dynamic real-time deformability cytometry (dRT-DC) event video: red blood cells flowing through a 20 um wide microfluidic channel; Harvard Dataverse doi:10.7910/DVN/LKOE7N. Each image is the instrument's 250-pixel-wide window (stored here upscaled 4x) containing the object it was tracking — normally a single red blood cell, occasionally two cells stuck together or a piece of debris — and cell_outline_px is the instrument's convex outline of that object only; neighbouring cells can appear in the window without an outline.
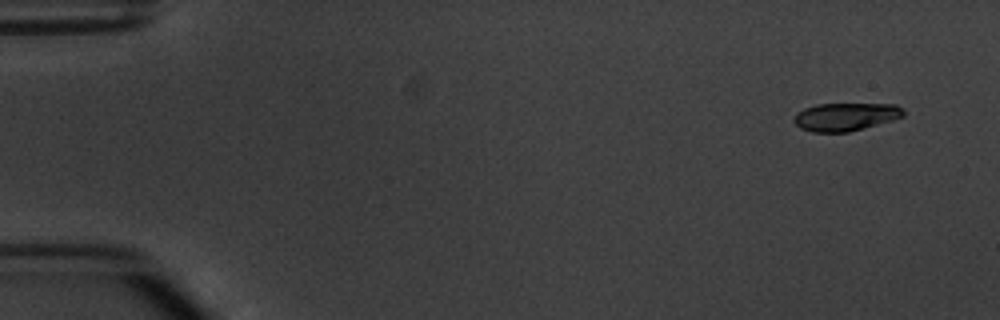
{"species": "common noctule bat (a hibernating species)", "species_latin": "Nyctalus noctula", "temperature_condition": "warm", "stored_images_in_passage": 8, "camera_frame_rate_fps": 3000, "um_per_image_px": 0.085, "animal": {"sex": "male", "body_mass_g": 20.1, "forearm_length_mm": 53.5}, "frame": {"image": 1, "passage_image": 1, "time_ms": 0.0, "image_size_px": [1000, 320], "cell_outline_px": [[904, 116], [892, 120], [848, 132], [812, 132], [800, 128], [792, 120], [796, 112], [804, 108], [816, 104], [896, 104], [904, 108]], "centroid_in_image_um": [71.85, 9.92], "position_along_channel_um": 13.2, "area_um2": 17.92}}
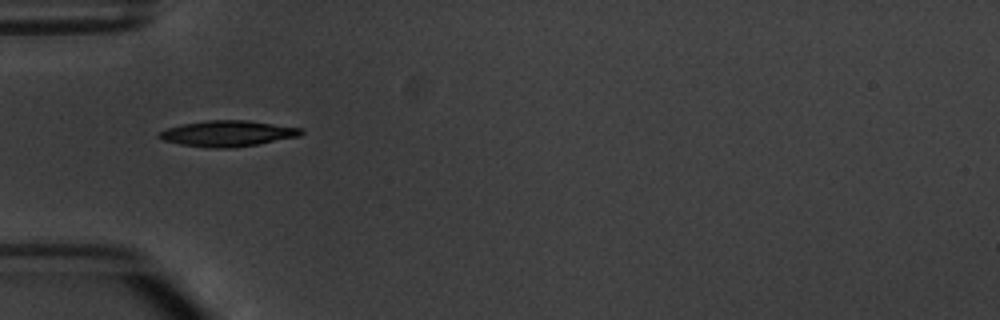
{"frame": {"image": 2, "passage_image": 5, "time_ms": 4.667, "image_size_px": [1000, 320], "cell_outline_px": [[304, 132], [300, 136], [256, 144], [232, 148], [212, 148], [180, 144], [164, 140], [156, 136], [160, 132], [168, 128], [180, 124], [208, 120], [248, 120], [300, 128]], "centroid_in_image_um": [19.33, 11.34], "position_along_channel_um": 65.7, "area_um2": 21.21}}
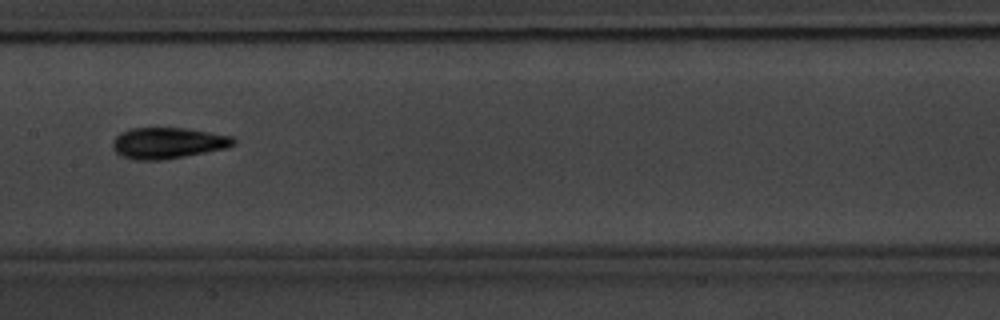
{"frame": {"image": 3, "passage_image": 8, "time_ms": 8.0, "image_size_px": [1000, 320], "cell_outline_px": [[236, 144], [228, 148], [184, 156], [160, 160], [136, 160], [120, 156], [112, 148], [112, 140], [120, 132], [128, 128], [184, 128], [232, 136], [236, 140]], "centroid_in_image_um": [14.24, 12.15], "position_along_channel_um": 193.2, "area_um2": 22.02}}